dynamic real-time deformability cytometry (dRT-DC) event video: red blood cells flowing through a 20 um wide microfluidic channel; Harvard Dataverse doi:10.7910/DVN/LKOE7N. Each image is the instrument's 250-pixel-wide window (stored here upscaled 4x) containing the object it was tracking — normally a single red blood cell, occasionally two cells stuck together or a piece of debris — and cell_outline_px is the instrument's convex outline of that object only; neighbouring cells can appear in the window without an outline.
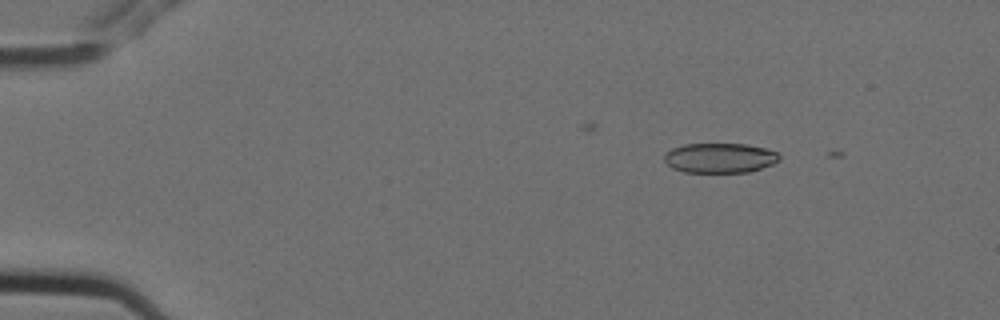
{"species": "Egyptian fruit bat (a non-hibernating species)", "species_latin": "Rousettus aegyptiacus", "temperature_condition": "cold", "stored_images_in_passage": 4, "camera_frame_rate_fps": 3000, "um_per_image_px": 0.085, "animal": {"sex": "female"}, "frame": {"image": 1, "passage_image": 2, "time_ms": 0.333, "image_size_px": [1000, 320], "cell_outline_px": [[780, 160], [772, 164], [748, 172], [684, 172], [672, 168], [664, 160], [664, 156], [672, 148], [684, 144], [744, 144], [768, 148], [776, 152], [780, 156]], "centroid_in_image_um": [61.2, 13.42], "position_along_channel_um": 23.8, "area_um2": 19.94}}